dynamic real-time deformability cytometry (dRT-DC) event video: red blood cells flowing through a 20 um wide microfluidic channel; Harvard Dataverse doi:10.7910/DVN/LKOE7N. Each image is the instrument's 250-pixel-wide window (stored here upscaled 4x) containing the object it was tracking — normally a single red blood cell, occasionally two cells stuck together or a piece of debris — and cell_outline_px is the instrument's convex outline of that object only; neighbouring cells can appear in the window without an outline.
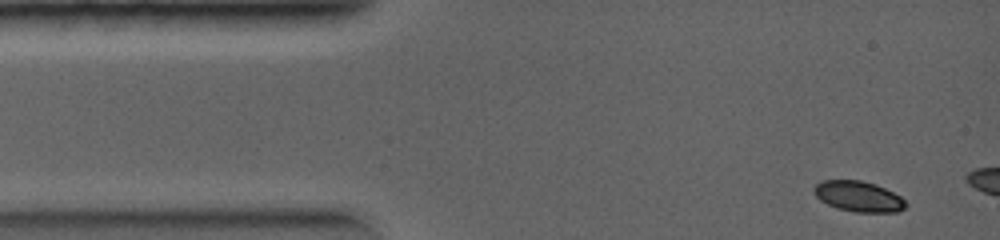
{"species": "common noctule bat (a hibernating species)", "species_latin": "Nyctalus noctula", "temperature_condition": "warm", "stored_images_in_passage": 5, "camera_frame_rate_fps": 5000, "um_per_image_px": 0.085, "animal": {"sex": "female", "body_mass_g": 19.0, "forearm_length_mm": 56.7}, "frame": {"image": 1, "passage_image": 1, "time_ms": 0.0, "image_size_px": [1000, 240], "cell_outline_px": [[908, 204], [904, 208], [896, 212], [852, 212], [836, 208], [820, 200], [816, 196], [812, 188], [820, 180], [860, 180], [876, 184], [900, 196]], "centroid_in_image_um": [72.95, 16.69], "position_along_channel_um": 12.1, "area_um2": 16.42}}